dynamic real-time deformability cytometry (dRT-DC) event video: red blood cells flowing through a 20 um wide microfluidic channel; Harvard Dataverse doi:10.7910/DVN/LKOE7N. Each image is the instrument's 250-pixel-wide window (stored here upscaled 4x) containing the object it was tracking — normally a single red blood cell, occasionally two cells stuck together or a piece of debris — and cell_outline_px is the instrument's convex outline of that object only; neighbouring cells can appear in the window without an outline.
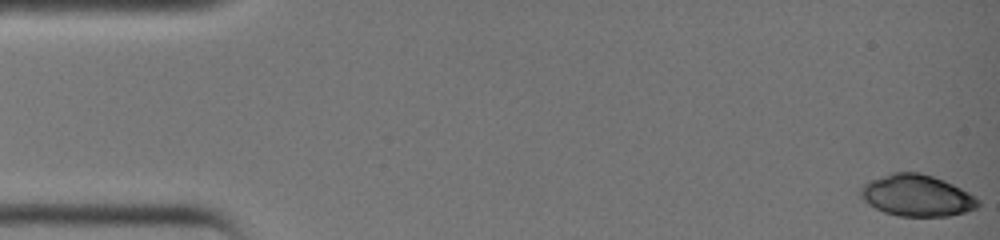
{"species": "common noctule bat (a hibernating species)", "species_latin": "Nyctalus noctula", "temperature_condition": "warm", "stored_images_in_passage": 36, "camera_frame_rate_fps": 3000, "um_per_image_px": 0.085, "animal": {"sex": "female", "body_mass_g": 19.0, "forearm_length_mm": 51.5}, "frame": {"image": 1, "passage_image": 1, "time_ms": 0.0, "image_size_px": [1000, 240], "cell_outline_px": [[980, 204], [976, 208], [964, 212], [948, 216], [900, 216], [884, 212], [868, 204], [860, 196], [860, 188], [868, 180], [892, 172], [920, 172], [944, 180], [976, 196], [980, 200]], "centroid_in_image_um": [77.92, 16.61], "position_along_channel_um": 7.1, "area_um2": 28.5}}
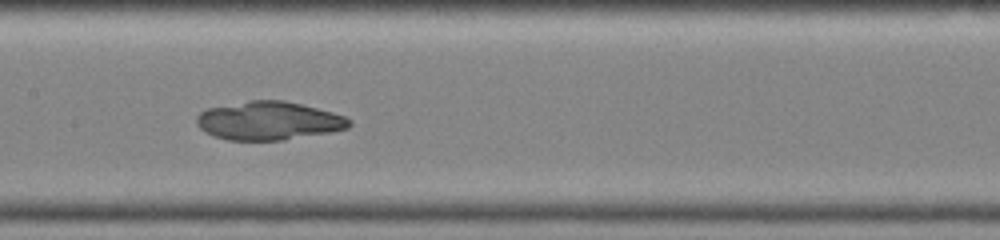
{"frame": {"image": 2, "passage_image": 20, "time_ms": 6.333, "image_size_px": [1000, 240], "cell_outline_px": [[352, 124], [348, 128], [332, 132], [280, 140], [228, 140], [212, 136], [204, 132], [196, 124], [196, 116], [200, 112], [208, 108], [248, 100], [284, 100], [332, 112], [344, 116], [352, 120]], "centroid_in_image_um": [22.82, 10.26], "position_along_channel_um": 184.6, "area_um2": 34.28}}
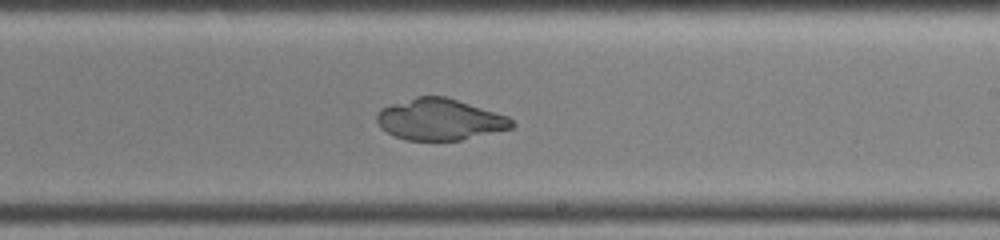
{"frame": {"image": 3, "passage_image": 24, "time_ms": 7.667, "image_size_px": [1000, 240], "cell_outline_px": [[516, 124], [512, 128], [460, 140], [404, 140], [380, 128], [376, 120], [376, 112], [380, 108], [416, 96], [444, 96], [508, 116]], "centroid_in_image_um": [37.35, 10.15], "position_along_channel_um": 251.7, "area_um2": 32.37}}